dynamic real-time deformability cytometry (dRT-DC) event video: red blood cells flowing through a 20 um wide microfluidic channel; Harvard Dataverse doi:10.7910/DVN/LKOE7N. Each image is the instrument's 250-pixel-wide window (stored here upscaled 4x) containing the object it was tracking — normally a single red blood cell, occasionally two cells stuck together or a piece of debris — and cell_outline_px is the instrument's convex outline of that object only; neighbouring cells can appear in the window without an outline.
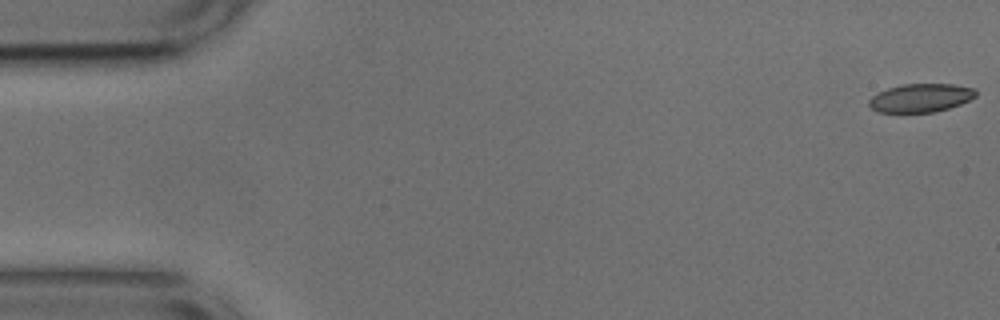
{"species": "common noctule bat (a hibernating species)", "species_latin": "Nyctalus noctula", "temperature_condition": "cold", "stored_images_in_passage": 38, "camera_frame_rate_fps": 3000, "um_per_image_px": 0.085, "animal": {"sex": "male", "body_mass_g": 17.9, "forearm_length_mm": 54.2}, "frame": {"image": 1, "passage_image": 1, "time_ms": 0.0, "image_size_px": [1000, 320], "cell_outline_px": [[976, 96], [960, 104], [936, 112], [876, 112], [868, 104], [868, 100], [872, 96], [888, 88], [900, 84], [952, 84], [976, 88]], "centroid_in_image_um": [78.26, 8.32], "position_along_channel_um": 6.7, "area_um2": 17.69}}
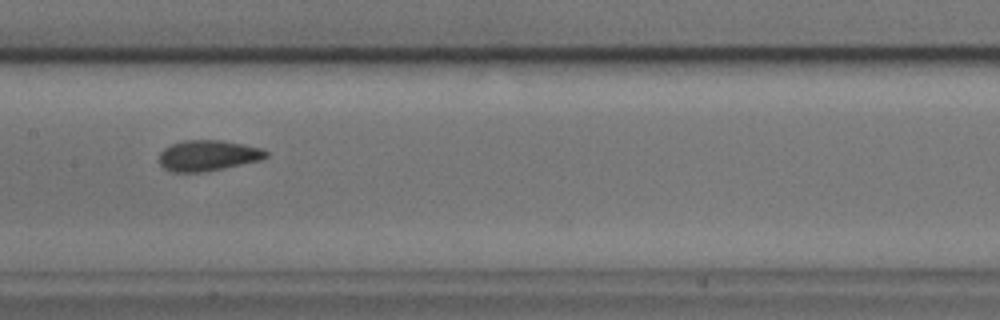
{"frame": {"image": 2, "passage_image": 26, "time_ms": 8.333, "image_size_px": [1000, 320], "cell_outline_px": [[268, 156], [260, 160], [224, 168], [204, 172], [172, 172], [164, 168], [160, 164], [160, 152], [164, 148], [172, 144], [184, 140], [220, 140], [260, 148], [268, 152]], "centroid_in_image_um": [17.65, 13.23], "position_along_channel_um": 189.8, "area_um2": 18.96}}
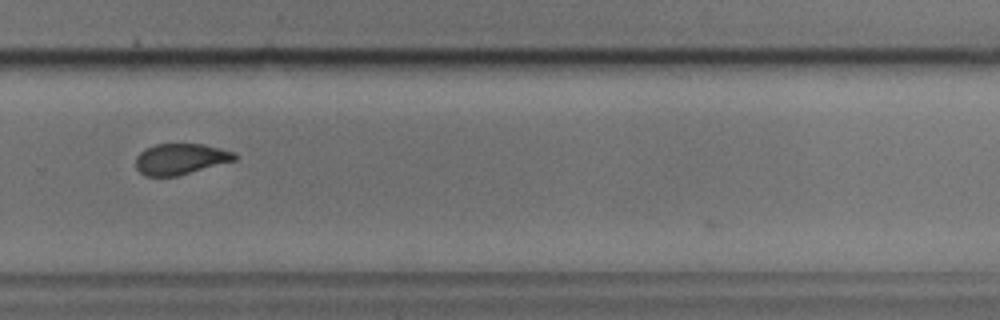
{"frame": {"image": 3, "passage_image": 36, "time_ms": 11.667, "image_size_px": [1000, 320], "cell_outline_px": [[236, 160], [176, 176], [144, 176], [136, 168], [136, 156], [144, 148], [156, 144], [204, 144], [236, 152]], "centroid_in_image_um": [15.33, 13.51], "position_along_channel_um": 314.5, "area_um2": 17.86}}